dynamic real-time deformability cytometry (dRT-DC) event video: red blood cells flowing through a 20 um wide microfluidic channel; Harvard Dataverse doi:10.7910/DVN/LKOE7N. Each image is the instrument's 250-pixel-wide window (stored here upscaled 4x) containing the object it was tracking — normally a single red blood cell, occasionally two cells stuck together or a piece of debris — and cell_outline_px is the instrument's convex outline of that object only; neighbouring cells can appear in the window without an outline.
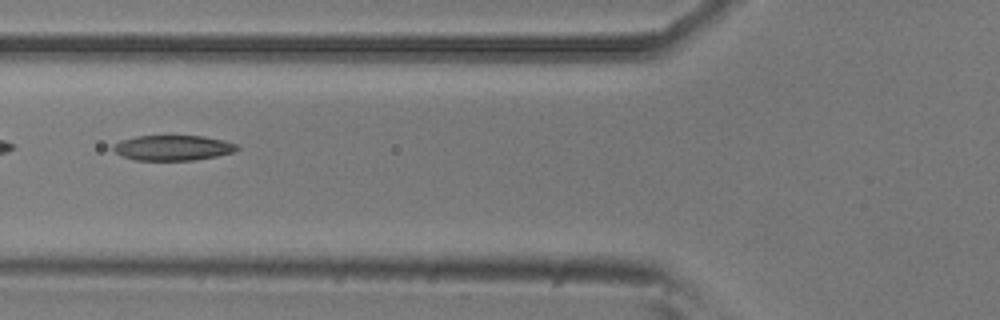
{"species": "common noctule bat (a hibernating species)", "species_latin": "Nyctalus noctula", "temperature_condition": "room temperature", "stored_images_in_passage": 10, "camera_frame_rate_fps": 3000, "um_per_image_px": 0.085, "animal": {"sex": "male", "body_mass_g": 20.5, "forearm_length_mm": 52.5}, "frame": {"image": 1, "passage_image": 4, "time_ms": 1.0, "image_size_px": [1000, 320], "cell_outline_px": [[240, 148], [232, 152], [216, 156], [192, 160], [136, 160], [124, 156], [116, 152], [112, 148], [112, 144], [120, 140], [136, 136], [204, 136], [224, 140], [240, 144]], "centroid_in_image_um": [14.71, 12.55], "position_along_channel_um": 111.1, "area_um2": 18.21}}